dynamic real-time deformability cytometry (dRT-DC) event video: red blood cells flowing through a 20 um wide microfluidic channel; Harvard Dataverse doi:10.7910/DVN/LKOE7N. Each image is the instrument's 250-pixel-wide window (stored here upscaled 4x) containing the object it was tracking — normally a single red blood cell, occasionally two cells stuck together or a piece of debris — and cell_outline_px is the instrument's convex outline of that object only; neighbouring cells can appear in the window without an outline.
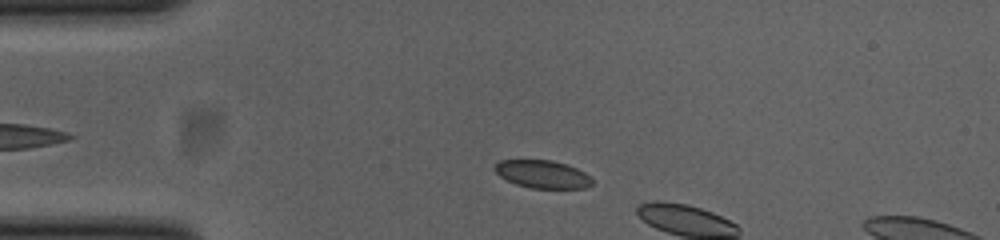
{"species": "common noctule bat (a hibernating species)", "species_latin": "Nyctalus noctula", "temperature_condition": "cold", "stored_images_in_passage": 7, "camera_frame_rate_fps": 3000, "um_per_image_px": 0.085, "animal": {"sex": "female", "body_mass_g": 23.0, "forearm_length_mm": 53.4}, "frame": {"image": 1, "passage_image": 5, "time_ms": 1.333, "image_size_px": [1000, 240], "cell_outline_px": [[592, 184], [584, 188], [532, 188], [516, 184], [500, 176], [492, 168], [500, 160], [552, 160], [576, 168], [584, 172], [592, 180]], "centroid_in_image_um": [46.09, 14.8], "position_along_channel_um": 38.9, "area_um2": 15.61}}